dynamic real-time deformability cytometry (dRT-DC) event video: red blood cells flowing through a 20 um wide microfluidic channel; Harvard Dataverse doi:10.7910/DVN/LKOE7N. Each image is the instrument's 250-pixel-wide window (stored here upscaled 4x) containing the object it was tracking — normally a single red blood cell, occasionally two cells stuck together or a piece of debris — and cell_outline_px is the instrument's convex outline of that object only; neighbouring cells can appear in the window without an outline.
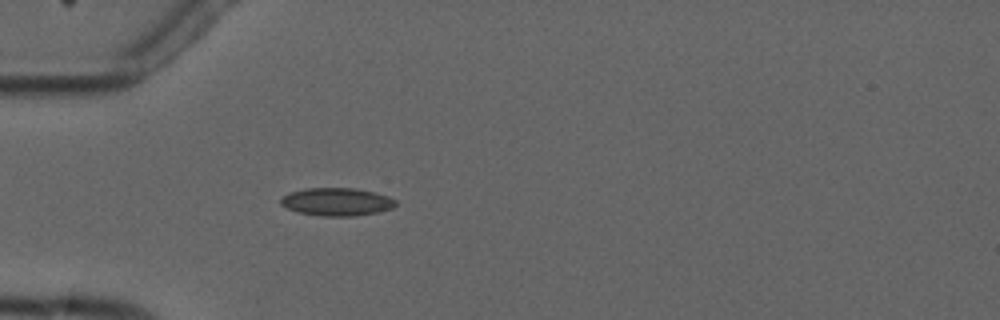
{"species": "common noctule bat (a hibernating species)", "species_latin": "Nyctalus noctula", "temperature_condition": "cold", "stored_images_in_passage": 5, "camera_frame_rate_fps": 3000, "um_per_image_px": 0.085, "animal": {"sex": "male", "forearm_length_mm": 52.5}, "frame": {"image": 1, "passage_image": 5, "time_ms": 4.667, "image_size_px": [1000, 320], "cell_outline_px": [[396, 204], [392, 208], [376, 212], [352, 216], [320, 216], [300, 212], [288, 208], [280, 204], [280, 196], [288, 192], [304, 188], [352, 188], [372, 192], [388, 196], [396, 200]], "centroid_in_image_um": [28.57, 17.14], "position_along_channel_um": 56.4, "area_um2": 18.61}}